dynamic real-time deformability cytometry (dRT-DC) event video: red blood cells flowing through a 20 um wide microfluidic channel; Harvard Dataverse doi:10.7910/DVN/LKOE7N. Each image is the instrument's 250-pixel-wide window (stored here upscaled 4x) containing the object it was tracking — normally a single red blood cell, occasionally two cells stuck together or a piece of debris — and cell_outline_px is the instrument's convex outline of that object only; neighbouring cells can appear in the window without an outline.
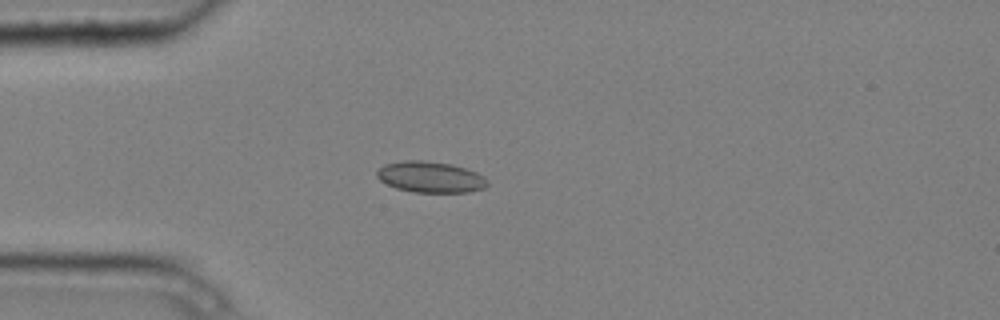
{"species": "common noctule bat (a hibernating species)", "species_latin": "Nyctalus noctula", "temperature_condition": "cold", "stored_images_in_passage": 4, "camera_frame_rate_fps": 3000, "um_per_image_px": 0.085, "animal": {"sex": "male", "body_mass_g": 20.4}, "frame": {"image": 1, "passage_image": 3, "time_ms": 0.667, "image_size_px": [1000, 320], "cell_outline_px": [[488, 184], [484, 188], [468, 192], [412, 192], [396, 188], [380, 180], [376, 176], [376, 172], [384, 164], [404, 160], [424, 160], [452, 164], [476, 172], [484, 176], [488, 180]], "centroid_in_image_um": [36.59, 15.04], "position_along_channel_um": 48.4, "area_um2": 20.06}}